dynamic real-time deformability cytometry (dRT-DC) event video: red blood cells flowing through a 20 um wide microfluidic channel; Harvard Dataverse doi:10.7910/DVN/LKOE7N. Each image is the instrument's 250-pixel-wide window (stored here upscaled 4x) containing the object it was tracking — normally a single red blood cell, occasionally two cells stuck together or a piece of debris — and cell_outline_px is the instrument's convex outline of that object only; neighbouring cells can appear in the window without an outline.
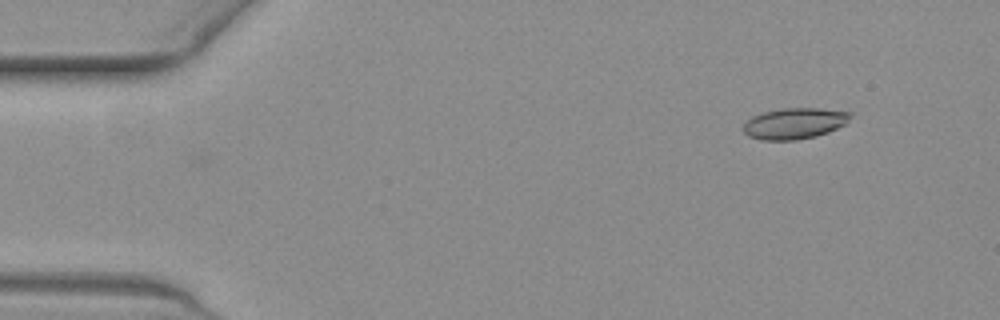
{"species": "common noctule bat (a hibernating species)", "species_latin": "Nyctalus noctula", "temperature_condition": "warm", "stored_images_in_passage": 11, "camera_frame_rate_fps": 3000, "um_per_image_px": 0.085, "animal": {"sex": "female", "body_mass_g": 19.3, "forearm_length_mm": 54.1}, "frame": {"image": 1, "passage_image": 1, "time_ms": 0.0, "image_size_px": [1000, 320], "cell_outline_px": [[852, 116], [844, 124], [828, 132], [816, 136], [796, 140], [760, 140], [748, 136], [744, 132], [744, 124], [752, 116], [764, 112], [780, 108], [820, 108], [852, 112]], "centroid_in_image_um": [67.53, 10.49], "position_along_channel_um": 17.5, "area_um2": 19.36}}